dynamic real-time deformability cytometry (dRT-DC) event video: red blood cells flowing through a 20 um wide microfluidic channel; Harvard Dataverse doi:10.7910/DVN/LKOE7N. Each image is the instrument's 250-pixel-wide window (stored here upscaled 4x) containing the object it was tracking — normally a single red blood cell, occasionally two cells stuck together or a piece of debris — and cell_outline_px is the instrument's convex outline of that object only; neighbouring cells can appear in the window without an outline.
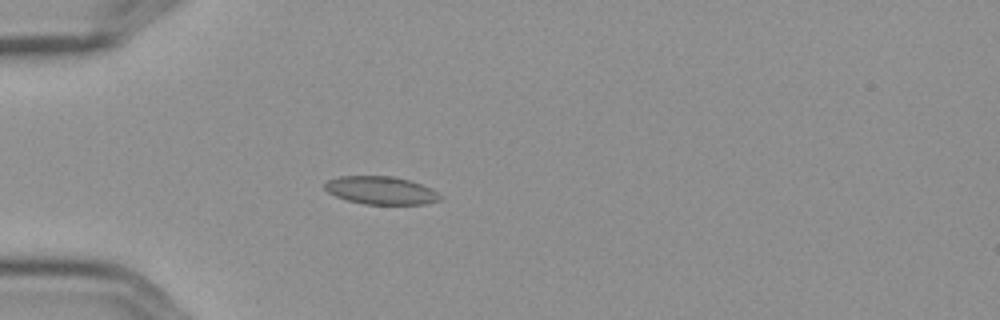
{"species": "Egyptian fruit bat (a non-hibernating species)", "species_latin": "Rousettus aegyptiacus", "temperature_condition": "cold", "stored_images_in_passage": 5, "camera_frame_rate_fps": 3000, "um_per_image_px": 0.085, "frame": {"image": 1, "passage_image": 4, "time_ms": 1.0, "image_size_px": [1000, 320], "cell_outline_px": [[440, 200], [424, 204], [364, 204], [348, 200], [336, 196], [328, 192], [324, 188], [324, 184], [328, 180], [340, 176], [392, 176], [412, 180], [432, 188], [440, 196]], "centroid_in_image_um": [32.38, 16.17], "position_along_channel_um": 52.6, "area_um2": 18.79}}